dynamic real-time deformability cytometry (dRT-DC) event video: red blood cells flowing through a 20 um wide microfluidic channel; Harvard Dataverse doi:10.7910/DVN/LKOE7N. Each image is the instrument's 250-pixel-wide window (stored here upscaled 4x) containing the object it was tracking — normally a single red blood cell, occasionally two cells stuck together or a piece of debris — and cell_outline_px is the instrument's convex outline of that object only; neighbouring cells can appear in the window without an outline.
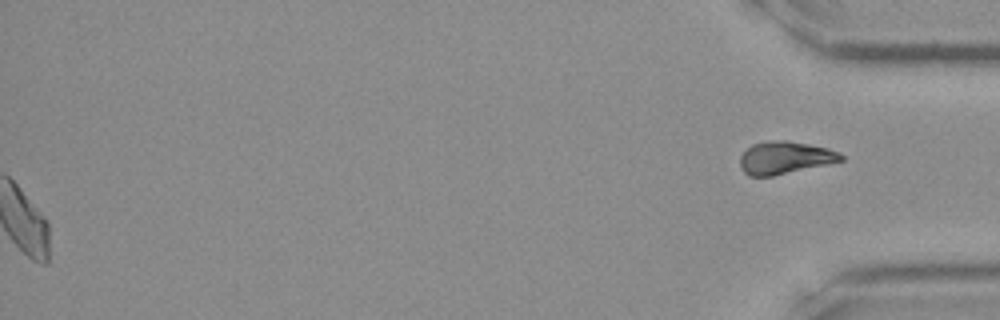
{"species": "Egyptian fruit bat (a non-hibernating species)", "species_latin": "Rousettus aegyptiacus", "temperature_condition": "room temperature", "stored_images_in_passage": 25, "segment_of_instrument_passage": [2, 2], "camera_frame_rate_fps": 3000, "um_per_image_px": 0.085, "frame": {"image": 1, "passage_image": 25, "time_ms": 8.0, "image_size_px": [1000, 320], "cell_outline_px": [[844, 160], [772, 176], [748, 176], [740, 168], [740, 156], [752, 144], [772, 140], [788, 140], [828, 148], [844, 156]], "centroid_in_image_um": [66.68, 13.4], "position_along_channel_um": 368.5, "area_um2": 18.96}}